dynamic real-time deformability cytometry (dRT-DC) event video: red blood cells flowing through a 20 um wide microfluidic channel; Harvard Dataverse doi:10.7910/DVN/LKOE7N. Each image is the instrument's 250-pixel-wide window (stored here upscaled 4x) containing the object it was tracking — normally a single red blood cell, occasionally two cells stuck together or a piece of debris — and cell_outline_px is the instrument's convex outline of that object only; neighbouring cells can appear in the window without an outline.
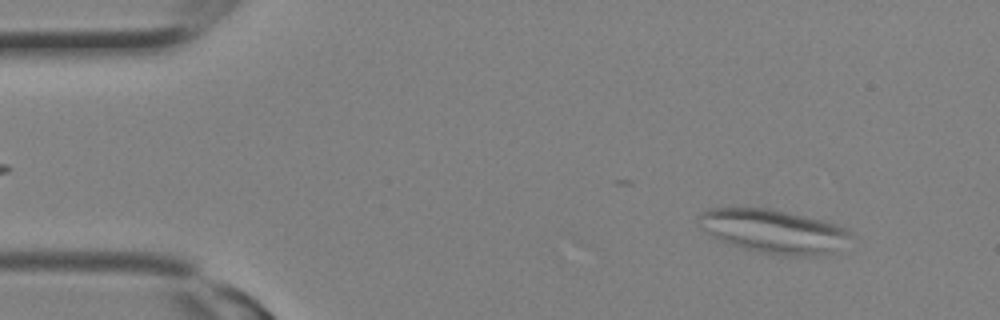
{"species": "Egyptian fruit bat (a non-hibernating species)", "species_latin": "Rousettus aegyptiacus", "temperature_condition": "room temperature", "stored_images_in_passage": 2, "camera_frame_rate_fps": 3000, "um_per_image_px": 0.085, "animal": {"sex": "female"}, "frame": {"image": 1, "passage_image": 2, "time_ms": 0.333, "image_size_px": [1000, 320], "cell_outline_px": [[852, 236], [832, 252], [816, 256], [784, 256], [760, 252], [744, 248], [720, 240], [712, 236], [700, 228], [696, 224], [696, 220], [700, 212], [708, 208], [772, 208], [836, 224], [848, 228]], "centroid_in_image_um": [65.7, 19.64], "position_along_channel_um": 19.3, "area_um2": 38.73}}